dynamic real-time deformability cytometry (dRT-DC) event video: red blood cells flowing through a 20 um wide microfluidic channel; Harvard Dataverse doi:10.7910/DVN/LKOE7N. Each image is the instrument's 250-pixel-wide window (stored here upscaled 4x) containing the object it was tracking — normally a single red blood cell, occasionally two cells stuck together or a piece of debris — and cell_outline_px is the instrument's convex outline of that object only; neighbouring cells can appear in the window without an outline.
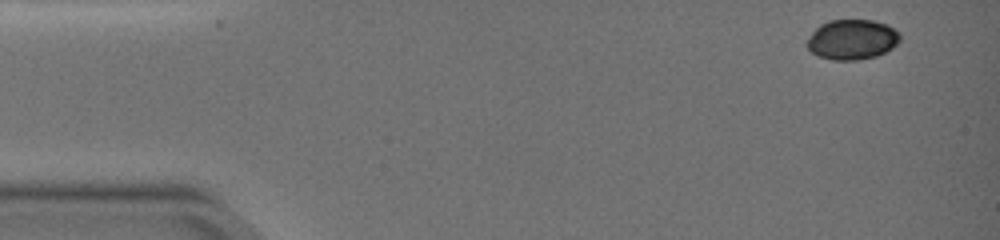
{"species": "common noctule bat (a hibernating species)", "species_latin": "Nyctalus noctula", "temperature_condition": "warm", "stored_images_in_passage": 11, "camera_frame_rate_fps": 3000, "um_per_image_px": 0.085, "animal": {"sex": "female", "body_mass_g": 19.0, "forearm_length_mm": 51.5}, "frame": {"image": 1, "passage_image": 1, "time_ms": 0.0, "image_size_px": [1000, 240], "cell_outline_px": [[900, 40], [892, 48], [876, 56], [856, 60], [832, 60], [820, 56], [812, 52], [804, 44], [812, 32], [820, 24], [828, 20], [872, 20], [888, 24], [900, 32]], "centroid_in_image_um": [72.42, 3.35], "position_along_channel_um": 12.6, "area_um2": 21.85}}
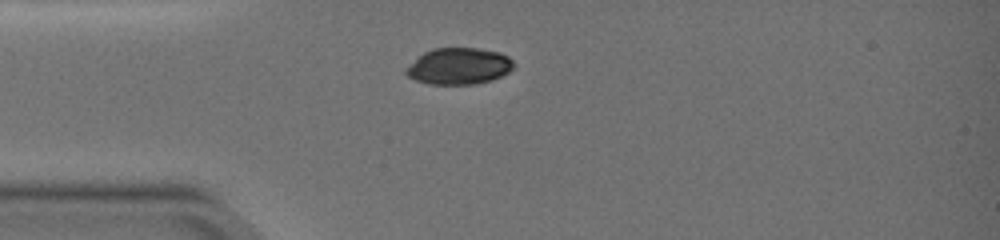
{"frame": {"image": 2, "passage_image": 10, "time_ms": 3.667, "image_size_px": [1000, 240], "cell_outline_px": [[516, 64], [508, 72], [492, 80], [476, 84], [432, 84], [416, 80], [408, 76], [404, 72], [404, 68], [424, 52], [432, 48], [476, 48], [500, 52], [508, 56]], "centroid_in_image_um": [39.0, 5.62], "position_along_channel_um": 46.0, "area_um2": 22.95}}